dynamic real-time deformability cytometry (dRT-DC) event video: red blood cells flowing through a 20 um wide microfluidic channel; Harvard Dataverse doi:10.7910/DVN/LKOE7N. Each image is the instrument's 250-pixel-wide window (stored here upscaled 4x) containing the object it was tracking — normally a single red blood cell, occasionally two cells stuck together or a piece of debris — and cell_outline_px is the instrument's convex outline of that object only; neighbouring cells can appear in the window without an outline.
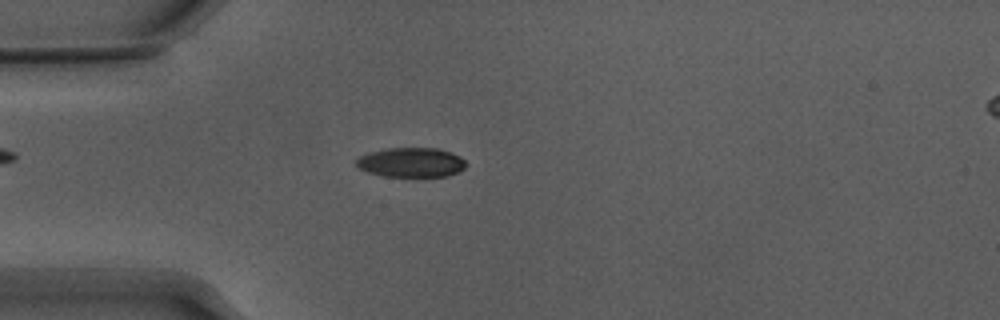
{"species": "Egyptian fruit bat (a non-hibernating species)", "species_latin": "Rousettus aegyptiacus", "temperature_condition": "warm", "stored_images_in_passage": 54, "camera_frame_rate_fps": 3000, "um_per_image_px": 0.085, "animal": {"sex": "male"}, "frame": {"image": 1, "passage_image": 15, "time_ms": 4.667, "image_size_px": [1000, 320], "cell_outline_px": [[468, 164], [460, 172], [448, 176], [384, 176], [368, 172], [360, 168], [356, 164], [356, 160], [360, 156], [372, 152], [388, 148], [436, 148], [452, 152], [460, 156]], "centroid_in_image_um": [35.01, 13.8], "position_along_channel_um": 50.0, "area_um2": 18.84}}
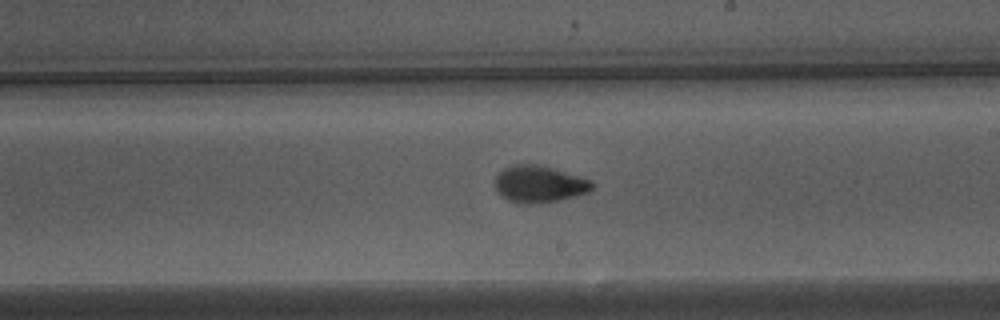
{"frame": {"image": 2, "passage_image": 31, "time_ms": 10.0, "image_size_px": [1000, 320], "cell_outline_px": [[596, 184], [588, 192], [556, 200], [532, 204], [520, 204], [508, 200], [496, 188], [496, 176], [504, 168], [512, 164], [536, 164], [592, 180]], "centroid_in_image_um": [45.83, 15.64], "position_along_channel_um": 243.2, "area_um2": 20.4}}
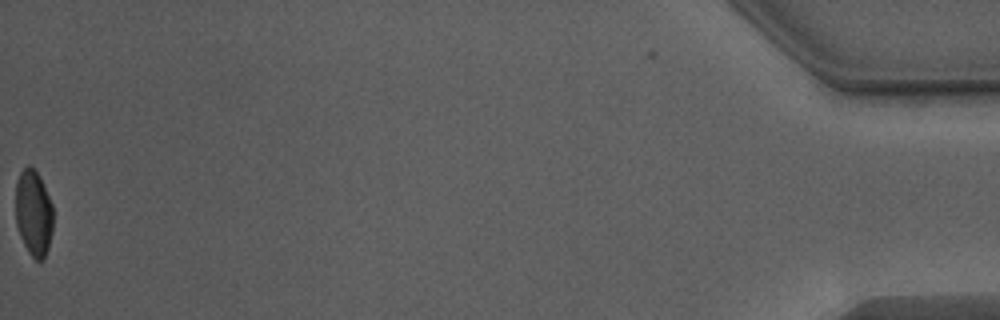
{"frame": {"image": 3, "passage_image": 54, "time_ms": 17.667, "image_size_px": [1000, 320], "cell_outline_px": [[52, 232], [48, 248], [44, 260], [36, 260], [28, 252], [20, 236], [16, 224], [16, 184], [20, 172], [28, 164], [36, 172], [52, 204]], "centroid_in_image_um": [2.84, 18.15], "position_along_channel_um": 432.4, "area_um2": 18.55}, "authors_computed_cell_mechanics": {"area_um2": 19.941, "velocity_mm_per_s": 3.8454, "shape_relaxation_time_tau1_ms": 3.5735, "shape_relaxation_time_tau2_ms": 1.3103, "deformation_change_tau1": 0.1622, "deformation_change_tau2": 0.0615}}